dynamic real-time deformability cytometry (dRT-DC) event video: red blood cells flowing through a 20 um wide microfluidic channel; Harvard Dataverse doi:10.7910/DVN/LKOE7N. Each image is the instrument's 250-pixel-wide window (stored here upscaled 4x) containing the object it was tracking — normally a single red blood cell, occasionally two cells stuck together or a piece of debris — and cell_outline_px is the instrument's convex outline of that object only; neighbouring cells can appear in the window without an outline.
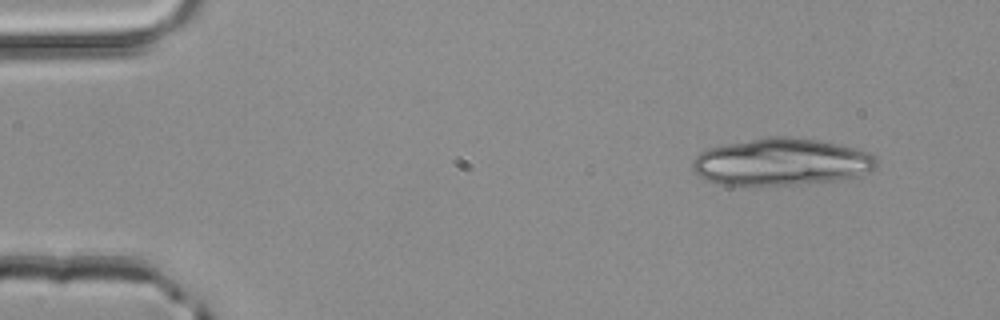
{"species": "common noctule bat (a hibernating species)", "species_latin": "Nyctalus noctula", "temperature_condition": "room temperature", "stored_images_in_passage": 2, "camera_frame_rate_fps": 3000, "um_per_image_px": 0.085, "animal": {"sex": "male", "body_mass_g": 20.4}, "frame": {"image": 1, "passage_image": 1, "time_ms": 0.0, "image_size_px": [1000, 320], "cell_outline_px": [[876, 168], [852, 176], [832, 180], [792, 184], [716, 184], [704, 180], [692, 168], [692, 160], [700, 152], [708, 148], [724, 144], [768, 136], [784, 136], [816, 140], [856, 148], [872, 152], [876, 156]], "centroid_in_image_um": [66.36, 13.74], "position_along_channel_um": 18.6, "area_um2": 49.94}}